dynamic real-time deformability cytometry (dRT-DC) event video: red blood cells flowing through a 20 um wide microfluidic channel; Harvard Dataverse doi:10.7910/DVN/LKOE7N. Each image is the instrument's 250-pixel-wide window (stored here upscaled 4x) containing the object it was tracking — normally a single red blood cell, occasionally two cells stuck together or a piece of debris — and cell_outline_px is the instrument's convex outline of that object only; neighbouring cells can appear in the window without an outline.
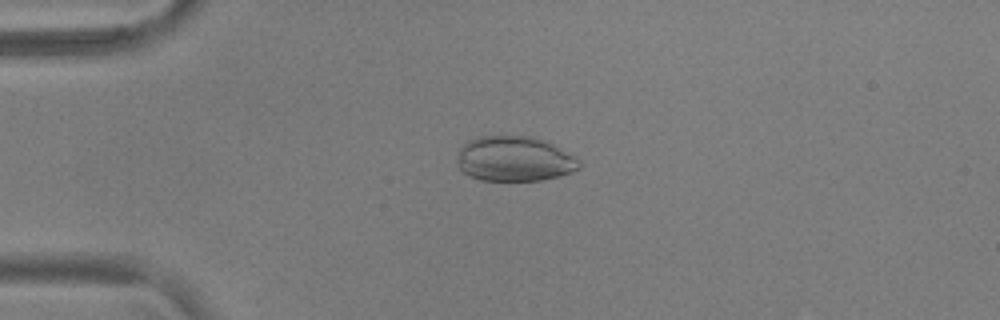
{"species": "common noctule bat (a hibernating species)", "species_latin": "Nyctalus noctula", "temperature_condition": "warm", "stored_images_in_passage": 55, "camera_frame_rate_fps": 3000, "um_per_image_px": 0.085, "animal": {"sex": "male", "body_mass_g": 17.9, "forearm_length_mm": 54.2}, "frame": {"image": 1, "passage_image": 14, "time_ms": 4.333, "image_size_px": [1000, 320], "cell_outline_px": [[580, 168], [572, 172], [560, 176], [540, 180], [480, 180], [464, 172], [456, 164], [456, 160], [460, 148], [468, 140], [480, 136], [528, 136], [544, 140], [576, 156], [580, 160]], "centroid_in_image_um": [43.74, 13.5], "position_along_channel_um": 41.3, "area_um2": 32.08}}
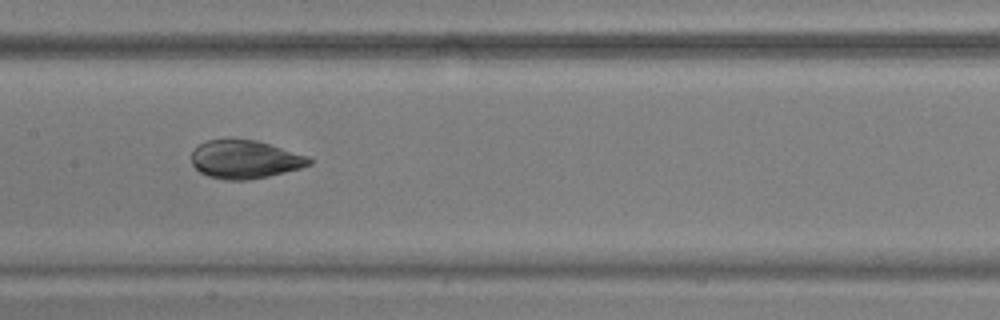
{"frame": {"image": 2, "passage_image": 28, "time_ms": 9.0, "image_size_px": [1000, 320], "cell_outline_px": [[312, 164], [300, 168], [268, 176], [248, 180], [224, 180], [208, 176], [200, 172], [192, 164], [192, 152], [200, 144], [208, 140], [228, 136], [256, 140], [308, 156], [312, 160]], "centroid_in_image_um": [20.79, 13.52], "position_along_channel_um": 186.6, "area_um2": 26.65}}
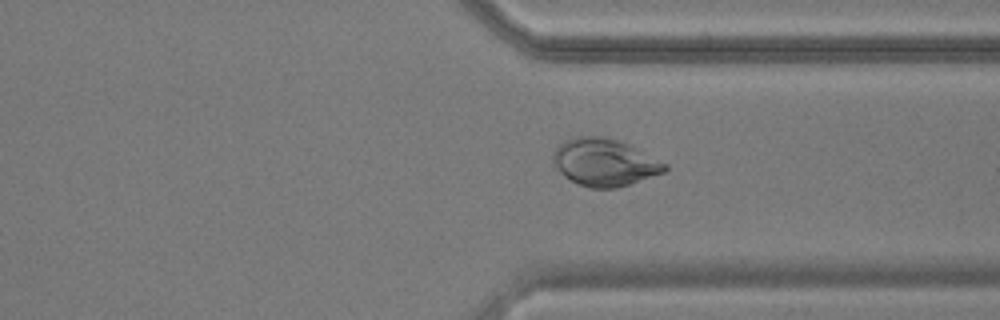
{"frame": {"image": 3, "passage_image": 42, "time_ms": 13.667, "image_size_px": [1000, 320], "cell_outline_px": [[668, 168], [664, 172], [616, 188], [592, 188], [580, 184], [564, 176], [552, 164], [552, 152], [564, 140], [576, 136], [608, 136], [620, 140], [668, 164]], "centroid_in_image_um": [51.35, 13.77], "position_along_channel_um": 360.0, "area_um2": 30.87}}